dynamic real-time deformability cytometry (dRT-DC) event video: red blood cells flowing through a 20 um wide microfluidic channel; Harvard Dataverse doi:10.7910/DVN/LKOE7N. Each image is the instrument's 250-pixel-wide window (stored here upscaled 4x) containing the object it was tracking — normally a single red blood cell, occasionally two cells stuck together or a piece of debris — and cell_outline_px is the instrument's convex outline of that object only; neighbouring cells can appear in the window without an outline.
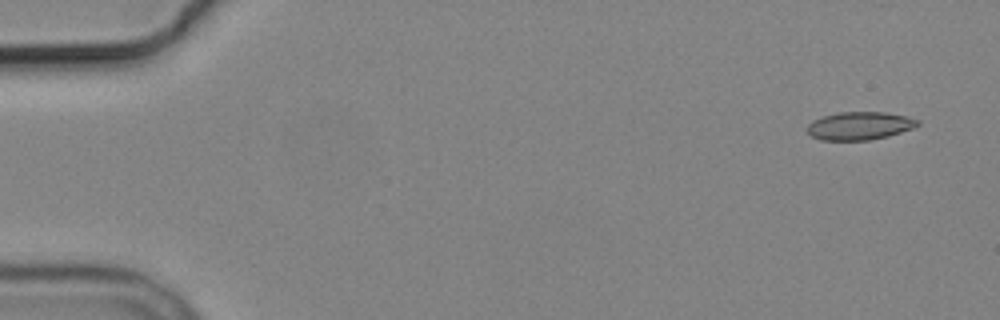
{"species": "common noctule bat (a hibernating species)", "species_latin": "Nyctalus noctula", "temperature_condition": "cold", "stored_images_in_passage": 8, "camera_frame_rate_fps": 3000, "um_per_image_px": 0.085, "animal": {"sex": "male", "body_mass_g": 19.2, "forearm_length_mm": 51.8}, "frame": {"image": 1, "passage_image": 1, "time_ms": 0.0, "image_size_px": [1000, 320], "cell_outline_px": [[920, 124], [912, 128], [888, 136], [872, 140], [820, 140], [812, 136], [808, 132], [808, 124], [812, 120], [824, 116], [840, 112], [884, 112], [904, 116], [920, 120]], "centroid_in_image_um": [73.06, 10.7], "position_along_channel_um": 11.9, "area_um2": 17.92}}
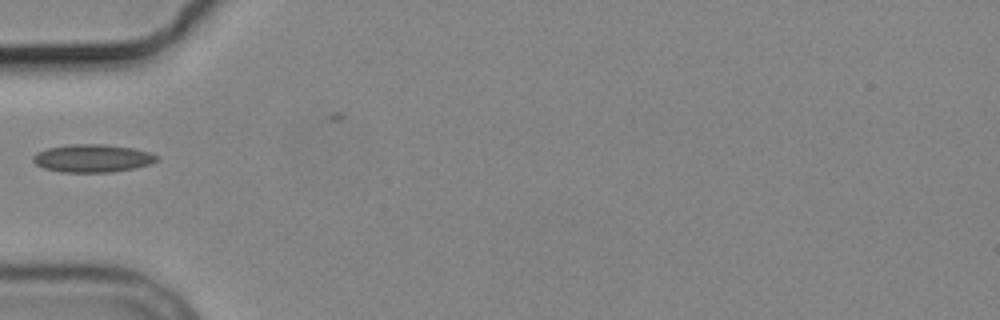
{"frame": {"image": 2, "passage_image": 5, "time_ms": 5.333, "image_size_px": [1000, 320], "cell_outline_px": [[160, 156], [156, 160], [148, 164], [136, 168], [112, 172], [60, 172], [44, 168], [36, 164], [32, 160], [32, 156], [36, 152], [48, 148], [72, 144], [104, 144], [132, 148], [148, 152]], "centroid_in_image_um": [7.83, 13.45], "position_along_channel_um": 77.2, "area_um2": 20.06}}
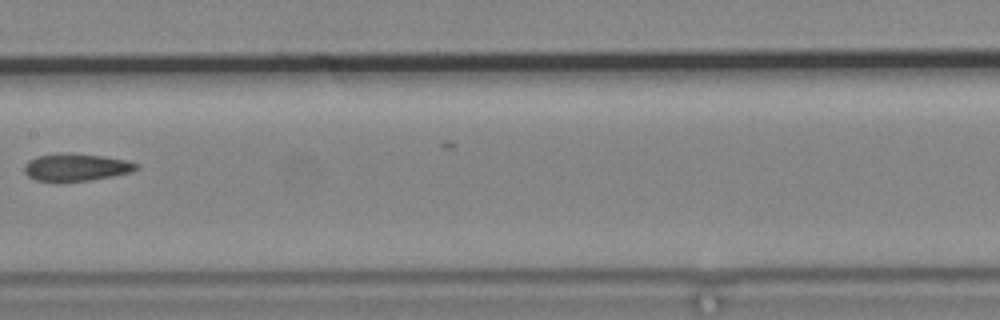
{"frame": {"image": 3, "passage_image": 8, "time_ms": 8.667, "image_size_px": [1000, 320], "cell_outline_px": [[140, 168], [132, 172], [112, 176], [88, 180], [36, 180], [28, 176], [24, 172], [24, 164], [28, 160], [36, 156], [56, 152], [72, 152], [104, 156], [124, 160], [140, 164]], "centroid_in_image_um": [6.47, 14.17], "position_along_channel_um": 200.9, "area_um2": 17.98}}